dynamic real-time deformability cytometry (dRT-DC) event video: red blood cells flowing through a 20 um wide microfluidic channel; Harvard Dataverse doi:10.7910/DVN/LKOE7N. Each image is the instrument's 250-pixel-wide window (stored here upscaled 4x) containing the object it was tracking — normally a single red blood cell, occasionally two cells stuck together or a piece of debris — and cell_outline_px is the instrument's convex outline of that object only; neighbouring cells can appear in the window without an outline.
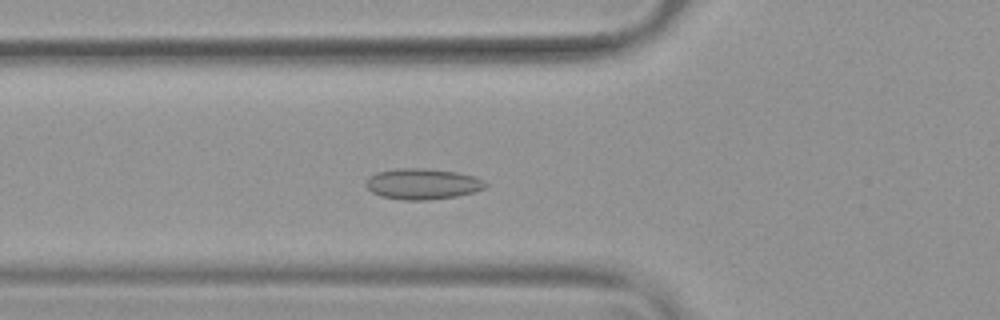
{"species": "common noctule bat (a hibernating species)", "species_latin": "Nyctalus noctula", "temperature_condition": "warm", "stored_images_in_passage": 51, "camera_frame_rate_fps": 3000, "um_per_image_px": 0.085, "animal": {"sex": "female", "body_mass_g": 19.9}, "frame": {"image": 1, "passage_image": 17, "time_ms": 5.333, "image_size_px": [1000, 320], "cell_outline_px": [[488, 184], [484, 188], [476, 192], [456, 196], [428, 200], [404, 200], [380, 196], [372, 192], [368, 188], [368, 180], [376, 172], [396, 168], [424, 168], [456, 172], [476, 176], [484, 180]], "centroid_in_image_um": [35.97, 15.63], "position_along_channel_um": 89.8, "area_um2": 21.44}}
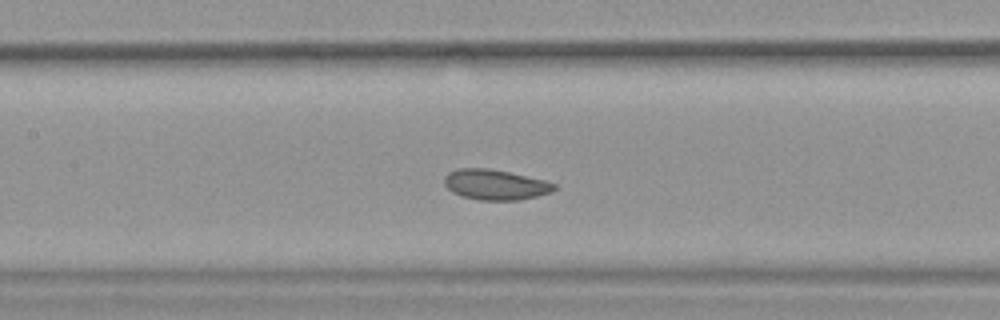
{"frame": {"image": 2, "passage_image": 23, "time_ms": 7.333, "image_size_px": [1000, 320], "cell_outline_px": [[556, 188], [552, 192], [520, 200], [480, 200], [464, 196], [452, 192], [444, 184], [444, 176], [448, 172], [456, 168], [488, 168], [508, 172], [544, 180], [556, 184]], "centroid_in_image_um": [42.08, 15.69], "position_along_channel_um": 165.3, "area_um2": 19.36}}
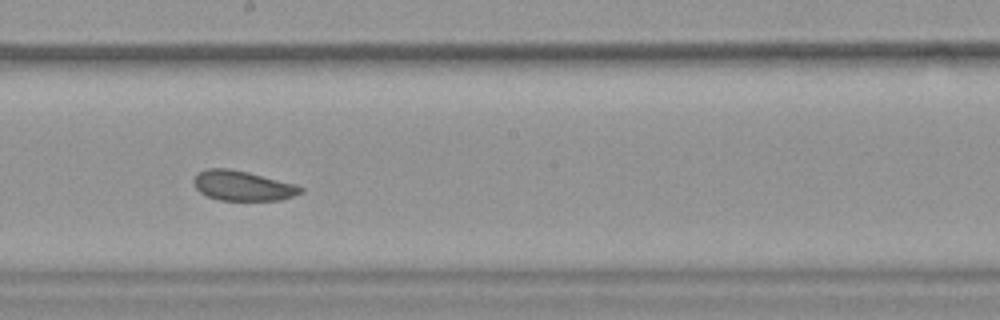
{"frame": {"image": 3, "passage_image": 28, "time_ms": 9.0, "image_size_px": [1000, 320], "cell_outline_px": [[304, 192], [280, 200], [220, 200], [208, 196], [200, 192], [196, 188], [192, 180], [196, 172], [204, 168], [228, 168], [248, 172], [292, 184], [304, 188]], "centroid_in_image_um": [20.56, 15.78], "position_along_channel_um": 227.6, "area_um2": 18.55}, "authors_computed_cell_mechanics": {"area_um2": 20.808, "velocity_mm_per_s": 3.7654, "shape_relaxation_time_tau1_ms": null, "shape_relaxation_time_tau2_ms": 4.3259, "deformation_change_tau1": null, "deformation_change_tau2": 0.0996}}